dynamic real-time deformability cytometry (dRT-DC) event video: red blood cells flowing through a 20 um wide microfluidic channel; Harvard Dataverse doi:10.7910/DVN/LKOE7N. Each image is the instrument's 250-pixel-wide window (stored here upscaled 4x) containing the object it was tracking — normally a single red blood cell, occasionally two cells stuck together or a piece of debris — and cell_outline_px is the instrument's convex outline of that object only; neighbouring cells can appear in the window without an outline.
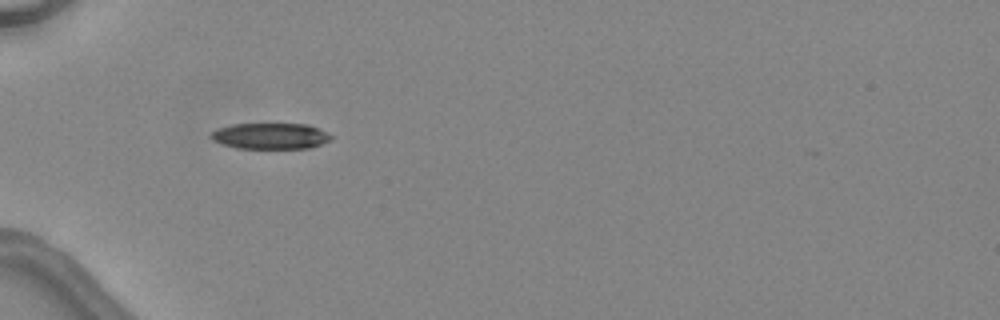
{"species": "common noctule bat (a hibernating species)", "species_latin": "Nyctalus noctula", "temperature_condition": "warm", "stored_images_in_passage": 6, "camera_frame_rate_fps": 3000, "um_per_image_px": 0.085, "animal": {"sex": "female", "body_mass_g": 24.6, "forearm_length_mm": 56.2}, "frame": {"image": 1, "passage_image": 5, "time_ms": 4.667, "image_size_px": [1000, 320], "cell_outline_px": [[332, 136], [328, 140], [320, 144], [308, 148], [236, 148], [212, 140], [208, 136], [216, 128], [232, 124], [308, 124]], "centroid_in_image_um": [22.9, 11.55], "position_along_channel_um": 62.1, "area_um2": 17.98}}